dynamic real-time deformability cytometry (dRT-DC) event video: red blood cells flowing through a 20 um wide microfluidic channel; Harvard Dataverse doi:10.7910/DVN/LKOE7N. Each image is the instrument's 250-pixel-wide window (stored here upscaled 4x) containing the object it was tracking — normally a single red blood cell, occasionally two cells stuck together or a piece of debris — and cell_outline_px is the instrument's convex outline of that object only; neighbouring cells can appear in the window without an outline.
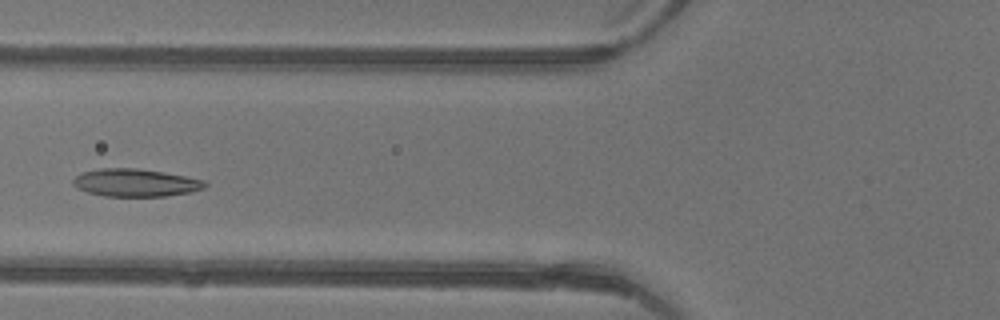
{"species": "common noctule bat (a hibernating species)", "species_latin": "Nyctalus noctula", "temperature_condition": "warm", "stored_images_in_passage": 6, "camera_frame_rate_fps": 3000, "um_per_image_px": 0.085, "animal": {"sex": "female"}, "frame": {"image": 1, "passage_image": 6, "time_ms": 1.667, "image_size_px": [1000, 320], "cell_outline_px": [[208, 184], [204, 188], [192, 192], [164, 196], [104, 196], [88, 192], [72, 184], [72, 180], [76, 176], [84, 172], [104, 168], [136, 168], [164, 172], [204, 180]], "centroid_in_image_um": [11.55, 15.53], "position_along_channel_um": 114.3, "area_um2": 21.1}}